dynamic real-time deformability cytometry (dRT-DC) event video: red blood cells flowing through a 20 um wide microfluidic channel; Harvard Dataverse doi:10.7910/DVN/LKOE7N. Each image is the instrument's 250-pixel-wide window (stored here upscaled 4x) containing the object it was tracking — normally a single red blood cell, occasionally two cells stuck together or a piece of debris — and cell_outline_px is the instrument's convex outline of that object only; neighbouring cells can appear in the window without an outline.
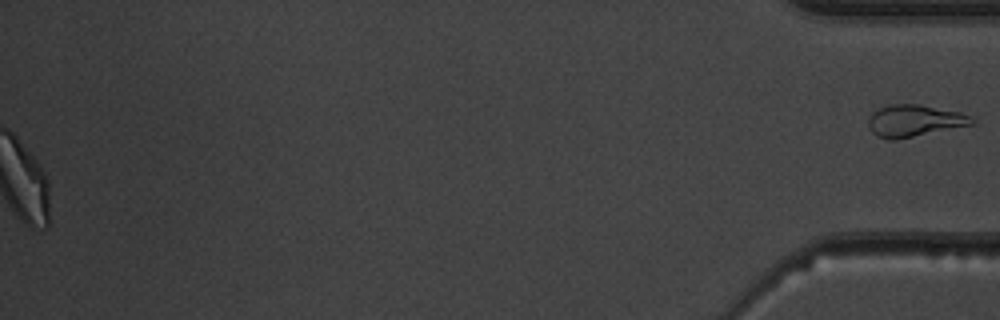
{"species": "common noctule bat (a hibernating species)", "species_latin": "Nyctalus noctula", "temperature_condition": "warm", "stored_images_in_passage": 47, "segment_of_instrument_passage": [2, 2], "camera_frame_rate_fps": 3000, "um_per_image_px": 0.085, "animal": {"sex": "male", "body_mass_g": 19.5, "forearm_length_mm": 54.6}, "frame": {"image": 1, "passage_image": 47, "time_ms": 15.333, "image_size_px": [1000, 320], "cell_outline_px": [[976, 120], [972, 124], [896, 140], [892, 140], [876, 136], [868, 128], [868, 120], [872, 112], [888, 104], [916, 104], [960, 112]], "centroid_in_image_um": [77.66, 10.27], "position_along_channel_um": 357.5, "area_um2": 19.02}}